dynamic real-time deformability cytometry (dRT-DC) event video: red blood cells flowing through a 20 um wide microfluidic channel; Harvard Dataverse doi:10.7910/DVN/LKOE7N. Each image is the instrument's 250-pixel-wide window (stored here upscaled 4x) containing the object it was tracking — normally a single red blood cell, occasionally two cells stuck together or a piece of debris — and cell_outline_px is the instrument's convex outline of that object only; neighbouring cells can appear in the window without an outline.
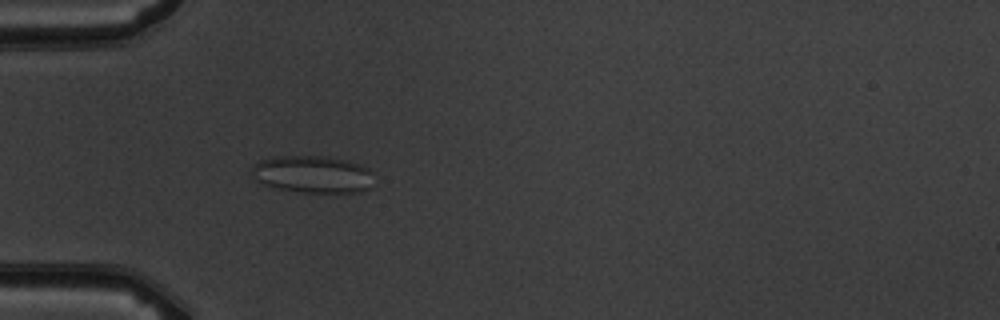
{"species": "common noctule bat (a hibernating species)", "species_latin": "Nyctalus noctula", "temperature_condition": "warm", "stored_images_in_passage": 4, "camera_frame_rate_fps": 3000, "um_per_image_px": 0.085, "animal": {"sex": "male", "body_mass_g": 19.5, "forearm_length_mm": 54.6}, "frame": {"image": 1, "passage_image": 4, "time_ms": 3.333, "image_size_px": [1000, 320], "cell_outline_px": [[372, 188], [360, 192], [300, 192], [280, 188], [264, 184], [256, 180], [252, 176], [252, 164], [260, 160], [276, 156], [328, 156], [360, 164], [368, 168], [372, 172]], "centroid_in_image_um": [26.59, 14.81], "position_along_channel_um": 58.4, "area_um2": 26.59}}